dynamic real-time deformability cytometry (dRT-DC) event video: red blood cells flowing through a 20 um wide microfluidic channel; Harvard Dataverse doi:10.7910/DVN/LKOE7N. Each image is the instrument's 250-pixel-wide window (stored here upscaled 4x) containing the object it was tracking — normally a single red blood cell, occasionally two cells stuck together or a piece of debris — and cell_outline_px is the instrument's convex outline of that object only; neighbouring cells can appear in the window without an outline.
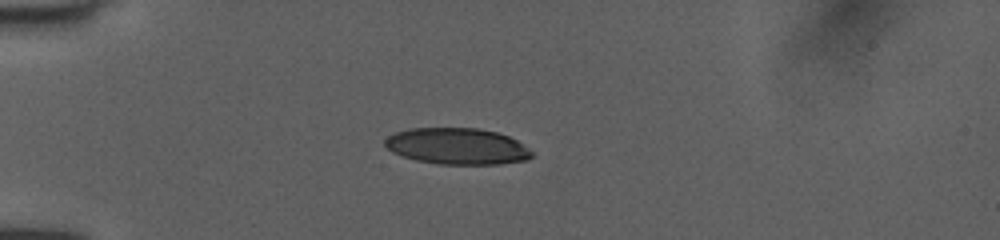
{"species": "human", "species_latin": "Homo sapiens", "temperature_condition": "room temperature", "stored_images_in_passage": 38, "camera_frame_rate_fps": 3000, "um_per_image_px": 0.085, "donor": {"sex": "female"}, "frame": {"image": 1, "passage_image": 1, "time_ms": 0.0, "image_size_px": [1000, 240], "cell_outline_px": [[536, 152], [528, 160], [500, 164], [436, 164], [416, 160], [400, 156], [392, 152], [384, 144], [384, 140], [388, 136], [396, 132], [408, 128], [480, 128], [496, 132], [508, 136], [516, 140]], "centroid_in_image_um": [38.87, 12.43], "position_along_channel_um": 46.1, "area_um2": 31.44}}
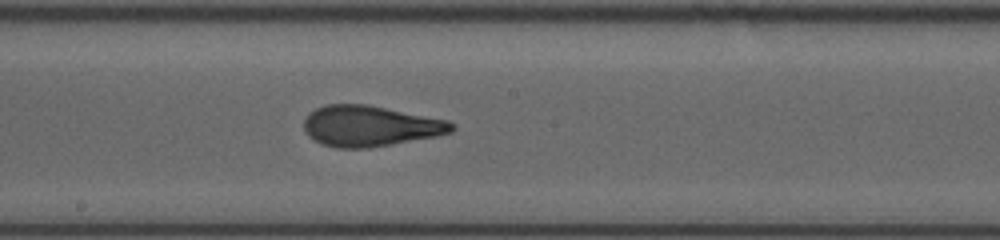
{"frame": {"image": 2, "passage_image": 16, "time_ms": 5.0, "image_size_px": [1000, 240], "cell_outline_px": [[456, 128], [452, 132], [436, 136], [368, 148], [336, 148], [324, 144], [308, 136], [304, 128], [304, 120], [308, 112], [316, 108], [328, 104], [368, 104], [448, 120], [456, 124]], "centroid_in_image_um": [31.47, 10.7], "position_along_channel_um": 216.7, "area_um2": 35.14}}
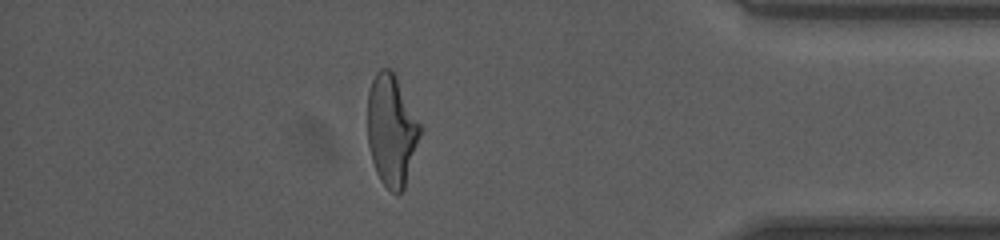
{"frame": {"image": 3, "passage_image": 32, "time_ms": 10.333, "image_size_px": [1000, 240], "cell_outline_px": [[420, 136], [404, 188], [396, 196], [380, 180], [376, 172], [372, 160], [368, 144], [368, 92], [372, 80], [376, 72], [380, 68], [388, 68], [396, 76], [420, 124]], "centroid_in_image_um": [33.26, 11.08], "position_along_channel_um": 401.9, "area_um2": 33.7}, "authors_computed_cell_mechanics": {"area_um2": 34.8245, "velocity_mm_per_s": 4.0329, "shape_relaxation_time_tau1_ms": 5.2695, "shape_relaxation_time_tau2_ms": 1.2028, "deformation_change_tau1": 0.2131, "deformation_change_tau2": 0.0984}}